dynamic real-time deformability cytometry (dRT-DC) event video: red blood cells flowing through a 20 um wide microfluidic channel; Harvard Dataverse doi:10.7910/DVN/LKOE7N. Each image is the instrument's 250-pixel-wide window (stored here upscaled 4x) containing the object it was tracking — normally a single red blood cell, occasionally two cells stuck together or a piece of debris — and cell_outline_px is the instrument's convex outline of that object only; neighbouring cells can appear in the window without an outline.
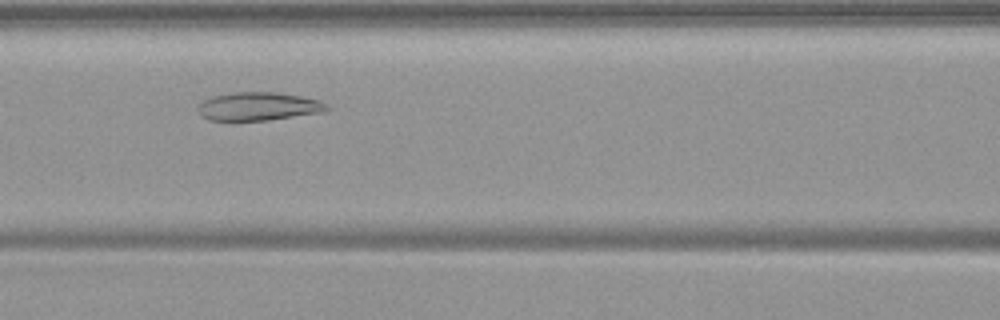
{"species": "common noctule bat (a hibernating species)", "species_latin": "Nyctalus noctula", "temperature_condition": "warm", "stored_images_in_passage": 46, "camera_frame_rate_fps": 3000, "um_per_image_px": 0.085, "animal": {"sex": "female", "body_mass_g": 19.9}, "frame": {"image": 1, "passage_image": 16, "time_ms": 5.0, "image_size_px": [1000, 320], "cell_outline_px": [[332, 108], [324, 112], [268, 120], [208, 120], [200, 116], [196, 108], [196, 104], [212, 96], [232, 92], [276, 92], [300, 96], [320, 100], [328, 104]], "centroid_in_image_um": [21.95, 9.04], "position_along_channel_um": 144.6, "area_um2": 21.56}}
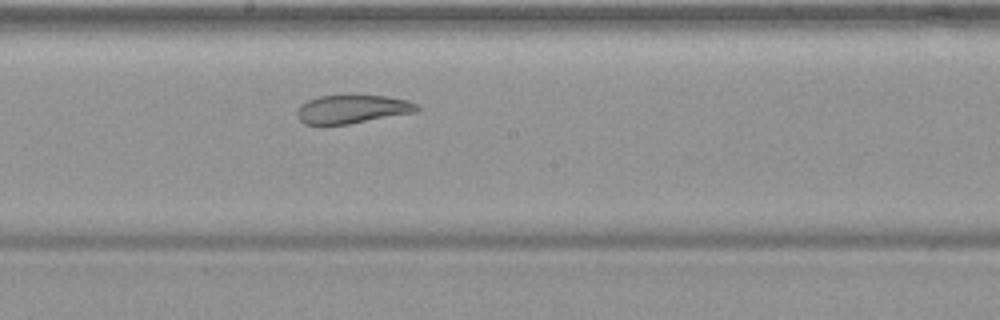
{"frame": {"image": 2, "passage_image": 22, "time_ms": 7.0, "image_size_px": [1000, 320], "cell_outline_px": [[420, 108], [416, 112], [348, 124], [324, 128], [320, 128], [304, 124], [296, 116], [296, 112], [300, 104], [308, 100], [320, 96], [388, 96], [408, 100], [416, 104]], "centroid_in_image_um": [29.85, 9.33], "position_along_channel_um": 218.3, "area_um2": 20.4}}
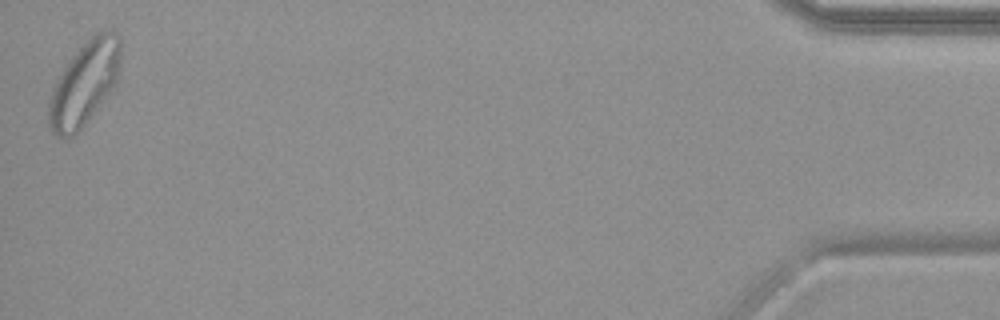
{"frame": {"image": 3, "passage_image": 46, "time_ms": 15.0, "image_size_px": [1000, 320], "cell_outline_px": [[120, 72], [116, 84], [84, 124], [72, 136], [56, 136], [48, 128], [48, 104], [52, 88], [68, 60], [96, 32], [116, 32], [120, 36]], "centroid_in_image_um": [7.17, 7.09], "position_along_channel_um": 428.0, "area_um2": 34.68}, "authors_computed_cell_mechanics": {"area_um2": 26.6458, "velocity_mm_per_s": 3.7036, "shape_relaxation_time_tau1_ms": null, "shape_relaxation_time_tau2_ms": 2.2242, "deformation_change_tau1": null, "deformation_change_tau2": 0.089}}